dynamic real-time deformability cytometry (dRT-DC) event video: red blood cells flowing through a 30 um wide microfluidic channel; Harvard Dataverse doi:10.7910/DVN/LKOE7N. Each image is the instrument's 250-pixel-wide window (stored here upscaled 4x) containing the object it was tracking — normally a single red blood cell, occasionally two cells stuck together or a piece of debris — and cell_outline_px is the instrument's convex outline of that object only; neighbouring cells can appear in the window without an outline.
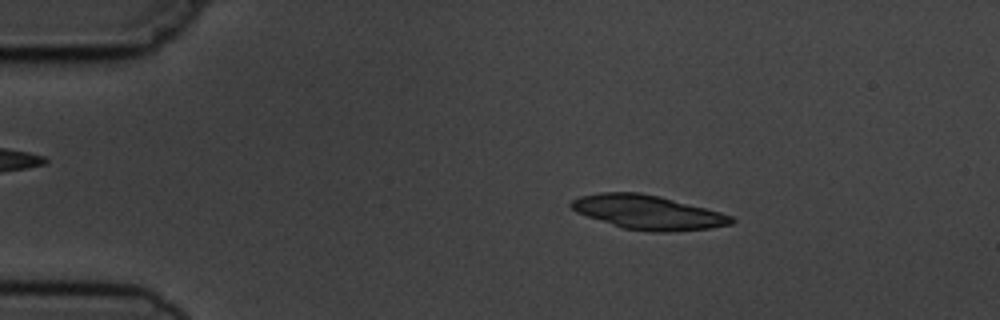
{"species": "common noctule bat (a hibernating species)", "species_latin": "Nyctalus noctula", "temperature_condition": "cold", "stored_images_in_passage": 4, "camera_frame_rate_fps": 3000, "um_per_image_px": 0.085, "animal": {"sex": "male", "body_mass_g": 19.5, "forearm_length_mm": 54.6}, "frame": {"image": 1, "passage_image": 1, "time_ms": 0.0, "image_size_px": [1000, 320], "cell_outline_px": [[736, 220], [732, 224], [708, 228], [668, 232], [648, 232], [624, 228], [576, 212], [568, 204], [572, 200], [580, 196], [600, 192], [640, 192], [660, 196], [720, 212], [732, 216]], "centroid_in_image_um": [55.07, 18.04], "position_along_channel_um": 29.9, "area_um2": 31.67}}